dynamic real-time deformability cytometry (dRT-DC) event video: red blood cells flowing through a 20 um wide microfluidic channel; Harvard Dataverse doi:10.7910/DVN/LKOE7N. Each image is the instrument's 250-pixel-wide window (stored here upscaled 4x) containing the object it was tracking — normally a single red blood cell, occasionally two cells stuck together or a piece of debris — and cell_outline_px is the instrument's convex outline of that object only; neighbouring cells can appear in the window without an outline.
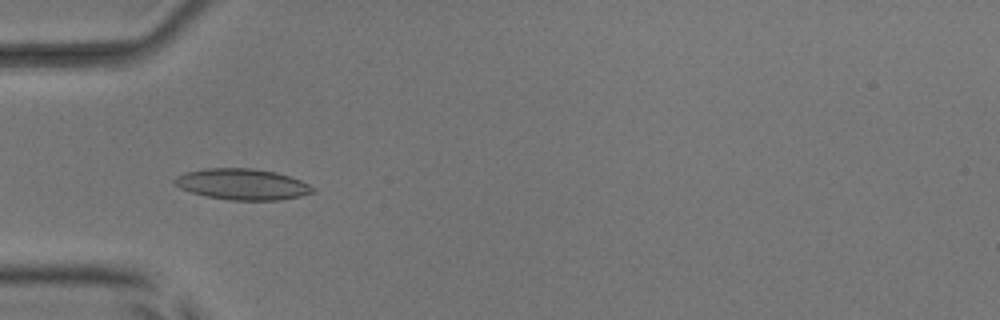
{"species": "common noctule bat (a hibernating species)", "species_latin": "Nyctalus noctula", "temperature_condition": "room temperature", "stored_images_in_passage": 5, "camera_frame_rate_fps": 3000, "um_per_image_px": 0.085, "animal": {"sex": "male", "body_mass_g": 17.9, "forearm_length_mm": 54.2}, "frame": {"image": 1, "passage_image": 2, "time_ms": 0.333, "image_size_px": [1000, 320], "cell_outline_px": [[316, 192], [300, 196], [280, 200], [228, 200], [204, 196], [180, 188], [172, 180], [176, 176], [184, 172], [204, 168], [252, 168], [276, 172], [300, 180], [316, 188]], "centroid_in_image_um": [20.59, 15.66], "position_along_channel_um": 64.4, "area_um2": 25.14}}